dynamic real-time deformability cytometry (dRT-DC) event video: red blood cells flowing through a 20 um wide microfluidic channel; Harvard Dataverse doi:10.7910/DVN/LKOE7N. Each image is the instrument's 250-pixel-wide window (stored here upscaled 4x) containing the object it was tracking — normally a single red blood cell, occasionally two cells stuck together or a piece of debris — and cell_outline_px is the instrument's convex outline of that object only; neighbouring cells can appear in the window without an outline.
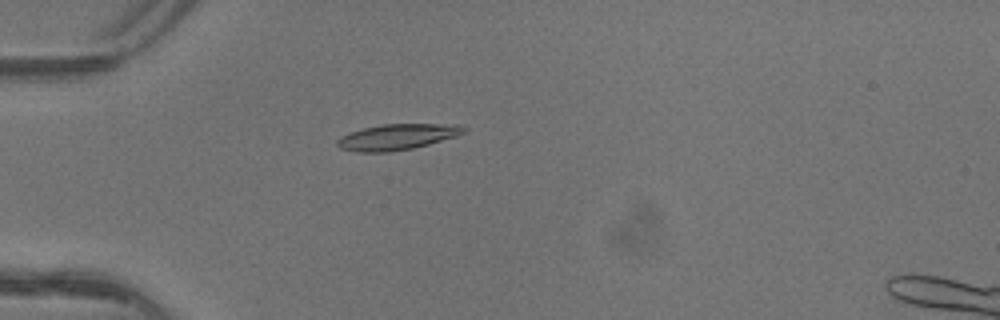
{"species": "common noctule bat (a hibernating species)", "species_latin": "Nyctalus noctula", "temperature_condition": "warm", "stored_images_in_passage": 5, "camera_frame_rate_fps": 3000, "um_per_image_px": 0.085, "animal": {"sex": "female"}, "frame": {"image": 1, "passage_image": 4, "time_ms": 1.0, "image_size_px": [1000, 320], "cell_outline_px": [[468, 128], [464, 132], [456, 136], [428, 144], [412, 148], [388, 152], [356, 152], [340, 148], [336, 144], [336, 140], [340, 136], [364, 128], [380, 124], [460, 124]], "centroid_in_image_um": [33.75, 11.63], "position_along_channel_um": 51.2, "area_um2": 19.02}}